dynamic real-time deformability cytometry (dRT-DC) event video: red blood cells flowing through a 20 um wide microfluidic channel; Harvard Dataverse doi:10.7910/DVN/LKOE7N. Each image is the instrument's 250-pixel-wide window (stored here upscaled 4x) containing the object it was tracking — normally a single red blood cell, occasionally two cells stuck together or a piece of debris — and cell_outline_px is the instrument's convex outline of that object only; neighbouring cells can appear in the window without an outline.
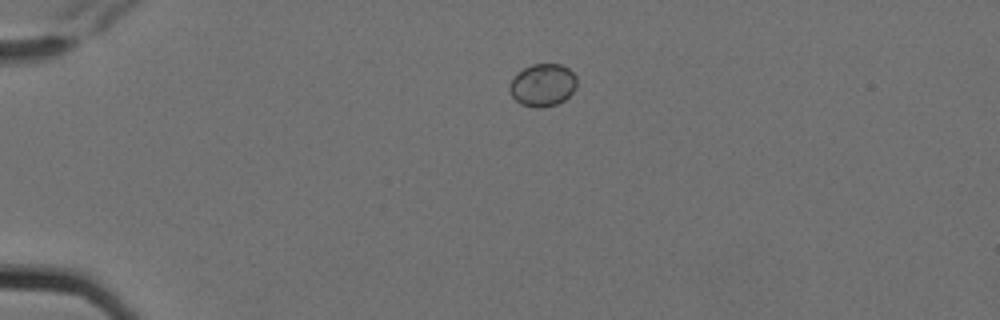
{"species": "Egyptian fruit bat (a non-hibernating species)", "species_latin": "Rousettus aegyptiacus", "temperature_condition": "cold", "stored_images_in_passage": 4, "camera_frame_rate_fps": 3000, "um_per_image_px": 0.085, "animal": {"sex": "female"}, "frame": {"image": 1, "passage_image": 1, "time_ms": 0.0, "image_size_px": [1000, 320], "cell_outline_px": [[576, 88], [564, 100], [556, 104], [540, 108], [520, 104], [512, 96], [508, 88], [512, 80], [524, 68], [532, 64], [560, 64], [568, 68], [576, 76]], "centroid_in_image_um": [46.14, 7.23], "position_along_channel_um": 38.9, "area_um2": 16.47}}
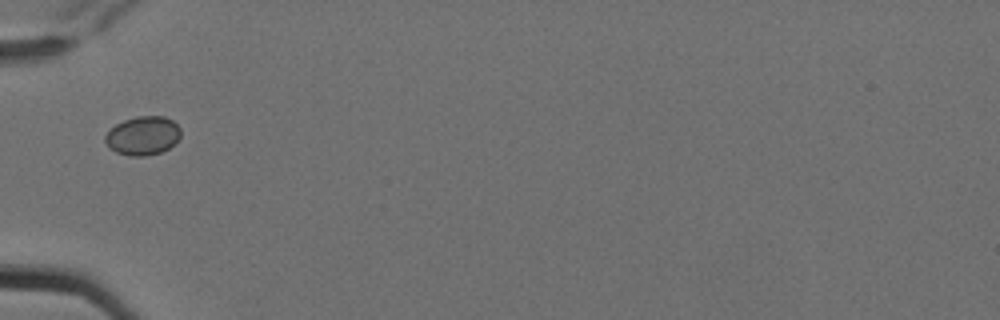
{"frame": {"image": 2, "passage_image": 3, "time_ms": 0.667, "image_size_px": [1000, 320], "cell_outline_px": [[180, 136], [168, 148], [160, 152], [144, 156], [132, 156], [116, 152], [108, 148], [104, 140], [104, 136], [116, 124], [124, 120], [136, 116], [164, 116], [172, 120], [180, 128]], "centroid_in_image_um": [12.11, 11.53], "position_along_channel_um": 72.9, "area_um2": 16.94}}
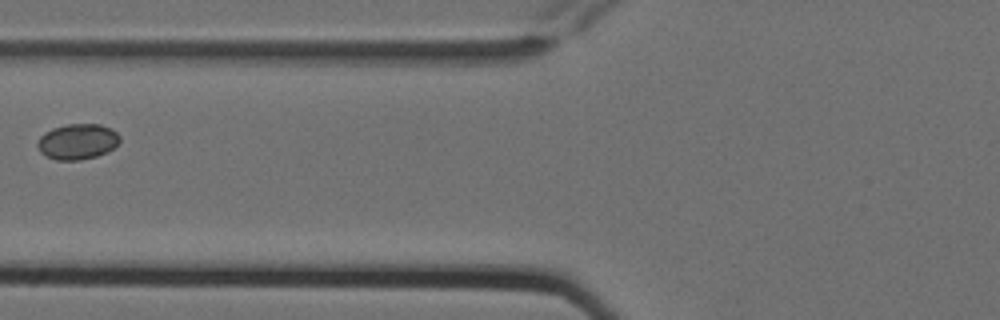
{"frame": {"image": 3, "passage_image": 4, "time_ms": 1.0, "image_size_px": [1000, 320], "cell_outline_px": [[120, 140], [108, 152], [96, 156], [80, 160], [56, 160], [40, 152], [36, 144], [40, 136], [44, 132], [52, 128], [68, 124], [100, 124], [112, 128], [120, 136]], "centroid_in_image_um": [6.58, 12.02], "position_along_channel_um": 119.2, "area_um2": 17.11}}